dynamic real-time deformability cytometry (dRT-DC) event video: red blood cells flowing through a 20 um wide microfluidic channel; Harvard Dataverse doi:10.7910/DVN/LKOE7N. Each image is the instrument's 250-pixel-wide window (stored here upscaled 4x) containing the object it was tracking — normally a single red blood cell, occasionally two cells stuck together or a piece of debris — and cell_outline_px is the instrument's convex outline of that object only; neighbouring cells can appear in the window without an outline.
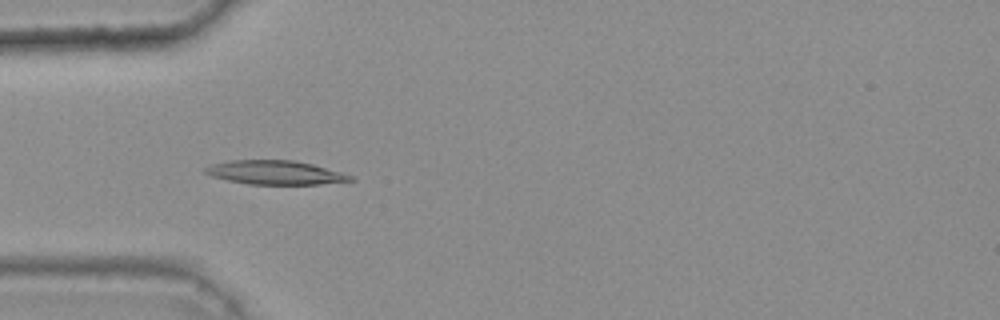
{"species": "common noctule bat (a hibernating species)", "species_latin": "Nyctalus noctula", "temperature_condition": "warm", "stored_images_in_passage": 32, "camera_frame_rate_fps": 3000, "um_per_image_px": 0.085, "animal": {"sex": "female", "body_mass_g": 25.1}, "frame": {"image": 1, "passage_image": 3, "time_ms": 0.667, "image_size_px": [1000, 320], "cell_outline_px": [[356, 180], [320, 184], [248, 184], [228, 180], [212, 176], [204, 172], [204, 168], [212, 164], [228, 160], [292, 160], [312, 164], [340, 172], [352, 176]], "centroid_in_image_um": [23.37, 14.66], "position_along_channel_um": 61.6, "area_um2": 20.06}}
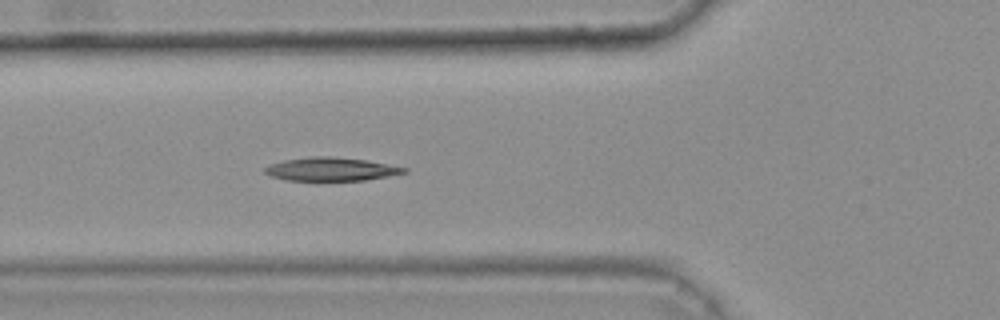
{"frame": {"image": 2, "passage_image": 6, "time_ms": 1.667, "image_size_px": [1000, 320], "cell_outline_px": [[408, 172], [388, 176], [364, 180], [284, 180], [272, 176], [264, 172], [264, 168], [268, 164], [284, 160], [308, 156], [332, 156], [364, 160], [408, 168]], "centroid_in_image_um": [28.1, 14.37], "position_along_channel_um": 97.7, "area_um2": 18.9}}
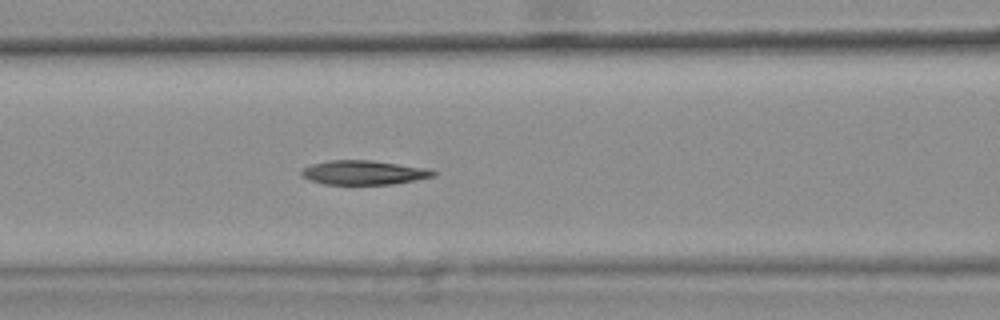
{"frame": {"image": 3, "passage_image": 9, "time_ms": 2.667, "image_size_px": [1000, 320], "cell_outline_px": [[436, 176], [416, 180], [392, 184], [324, 184], [312, 180], [304, 176], [300, 172], [304, 168], [312, 164], [332, 160], [372, 160], [428, 168], [436, 172]], "centroid_in_image_um": [30.98, 14.66], "position_along_channel_um": 135.6, "area_um2": 18.44}, "authors_computed_cell_mechanics": {"area_um2": 19.0451, "velocity_mm_per_s": 3.7797, "shape_relaxation_time_tau1_ms": null, "shape_relaxation_time_tau2_ms": 9.6606, "deformation_change_tau1": null, "deformation_change_tau2": 0.1556}}